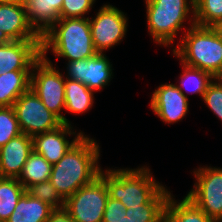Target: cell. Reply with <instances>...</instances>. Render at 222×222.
Segmentation results:
<instances>
[{
    "label": "cell",
    "mask_w": 222,
    "mask_h": 222,
    "mask_svg": "<svg viewBox=\"0 0 222 222\" xmlns=\"http://www.w3.org/2000/svg\"><path fill=\"white\" fill-rule=\"evenodd\" d=\"M169 196L164 208L163 222H217L207 216L186 196L183 200H175Z\"/></svg>",
    "instance_id": "cell-20"
},
{
    "label": "cell",
    "mask_w": 222,
    "mask_h": 222,
    "mask_svg": "<svg viewBox=\"0 0 222 222\" xmlns=\"http://www.w3.org/2000/svg\"><path fill=\"white\" fill-rule=\"evenodd\" d=\"M63 0H27V20L42 36L60 18Z\"/></svg>",
    "instance_id": "cell-17"
},
{
    "label": "cell",
    "mask_w": 222,
    "mask_h": 222,
    "mask_svg": "<svg viewBox=\"0 0 222 222\" xmlns=\"http://www.w3.org/2000/svg\"><path fill=\"white\" fill-rule=\"evenodd\" d=\"M194 3V0H145L148 32L156 44L172 46L178 32L182 28L188 30L183 27L184 21L190 20V25H195Z\"/></svg>",
    "instance_id": "cell-4"
},
{
    "label": "cell",
    "mask_w": 222,
    "mask_h": 222,
    "mask_svg": "<svg viewBox=\"0 0 222 222\" xmlns=\"http://www.w3.org/2000/svg\"><path fill=\"white\" fill-rule=\"evenodd\" d=\"M211 28L216 32V34L222 39V19L218 20Z\"/></svg>",
    "instance_id": "cell-33"
},
{
    "label": "cell",
    "mask_w": 222,
    "mask_h": 222,
    "mask_svg": "<svg viewBox=\"0 0 222 222\" xmlns=\"http://www.w3.org/2000/svg\"><path fill=\"white\" fill-rule=\"evenodd\" d=\"M151 110L165 123L181 121L189 112L187 94L173 83H163L151 95Z\"/></svg>",
    "instance_id": "cell-13"
},
{
    "label": "cell",
    "mask_w": 222,
    "mask_h": 222,
    "mask_svg": "<svg viewBox=\"0 0 222 222\" xmlns=\"http://www.w3.org/2000/svg\"><path fill=\"white\" fill-rule=\"evenodd\" d=\"M18 120L20 131L28 136L56 129L62 121L42 103L40 98L29 88L12 106Z\"/></svg>",
    "instance_id": "cell-9"
},
{
    "label": "cell",
    "mask_w": 222,
    "mask_h": 222,
    "mask_svg": "<svg viewBox=\"0 0 222 222\" xmlns=\"http://www.w3.org/2000/svg\"><path fill=\"white\" fill-rule=\"evenodd\" d=\"M121 222H132V221L129 219V217L125 216L123 217Z\"/></svg>",
    "instance_id": "cell-36"
},
{
    "label": "cell",
    "mask_w": 222,
    "mask_h": 222,
    "mask_svg": "<svg viewBox=\"0 0 222 222\" xmlns=\"http://www.w3.org/2000/svg\"><path fill=\"white\" fill-rule=\"evenodd\" d=\"M213 79L222 83V64L217 73L213 76Z\"/></svg>",
    "instance_id": "cell-35"
},
{
    "label": "cell",
    "mask_w": 222,
    "mask_h": 222,
    "mask_svg": "<svg viewBox=\"0 0 222 222\" xmlns=\"http://www.w3.org/2000/svg\"><path fill=\"white\" fill-rule=\"evenodd\" d=\"M25 188L16 178L0 177V221L6 222L17 205Z\"/></svg>",
    "instance_id": "cell-24"
},
{
    "label": "cell",
    "mask_w": 222,
    "mask_h": 222,
    "mask_svg": "<svg viewBox=\"0 0 222 222\" xmlns=\"http://www.w3.org/2000/svg\"><path fill=\"white\" fill-rule=\"evenodd\" d=\"M0 39L2 41L41 40L27 20L26 5L0 4Z\"/></svg>",
    "instance_id": "cell-15"
},
{
    "label": "cell",
    "mask_w": 222,
    "mask_h": 222,
    "mask_svg": "<svg viewBox=\"0 0 222 222\" xmlns=\"http://www.w3.org/2000/svg\"><path fill=\"white\" fill-rule=\"evenodd\" d=\"M41 50L42 55L51 50L56 58L68 62L95 56L98 52L93 44L89 17L59 18L41 36Z\"/></svg>",
    "instance_id": "cell-2"
},
{
    "label": "cell",
    "mask_w": 222,
    "mask_h": 222,
    "mask_svg": "<svg viewBox=\"0 0 222 222\" xmlns=\"http://www.w3.org/2000/svg\"><path fill=\"white\" fill-rule=\"evenodd\" d=\"M152 174L149 167L141 166L101 170L99 176L107 185L109 197L120 200L128 209L146 204L164 186Z\"/></svg>",
    "instance_id": "cell-3"
},
{
    "label": "cell",
    "mask_w": 222,
    "mask_h": 222,
    "mask_svg": "<svg viewBox=\"0 0 222 222\" xmlns=\"http://www.w3.org/2000/svg\"><path fill=\"white\" fill-rule=\"evenodd\" d=\"M64 77L65 75L53 66L47 55H42L32 67L30 88L62 123L71 125L70 121L61 113L62 109H65Z\"/></svg>",
    "instance_id": "cell-6"
},
{
    "label": "cell",
    "mask_w": 222,
    "mask_h": 222,
    "mask_svg": "<svg viewBox=\"0 0 222 222\" xmlns=\"http://www.w3.org/2000/svg\"><path fill=\"white\" fill-rule=\"evenodd\" d=\"M21 133L13 107H0V148Z\"/></svg>",
    "instance_id": "cell-27"
},
{
    "label": "cell",
    "mask_w": 222,
    "mask_h": 222,
    "mask_svg": "<svg viewBox=\"0 0 222 222\" xmlns=\"http://www.w3.org/2000/svg\"><path fill=\"white\" fill-rule=\"evenodd\" d=\"M94 92L77 80L65 78V110L74 114L89 111L94 106Z\"/></svg>",
    "instance_id": "cell-22"
},
{
    "label": "cell",
    "mask_w": 222,
    "mask_h": 222,
    "mask_svg": "<svg viewBox=\"0 0 222 222\" xmlns=\"http://www.w3.org/2000/svg\"><path fill=\"white\" fill-rule=\"evenodd\" d=\"M100 156L97 141L84 135L53 165L49 181L64 200L99 176Z\"/></svg>",
    "instance_id": "cell-1"
},
{
    "label": "cell",
    "mask_w": 222,
    "mask_h": 222,
    "mask_svg": "<svg viewBox=\"0 0 222 222\" xmlns=\"http://www.w3.org/2000/svg\"><path fill=\"white\" fill-rule=\"evenodd\" d=\"M32 151V137L24 133L8 141L0 148V177L18 179Z\"/></svg>",
    "instance_id": "cell-16"
},
{
    "label": "cell",
    "mask_w": 222,
    "mask_h": 222,
    "mask_svg": "<svg viewBox=\"0 0 222 222\" xmlns=\"http://www.w3.org/2000/svg\"><path fill=\"white\" fill-rule=\"evenodd\" d=\"M66 69L65 78L77 80L95 92L108 85L113 77L112 64L104 53H97L88 59L70 61Z\"/></svg>",
    "instance_id": "cell-11"
},
{
    "label": "cell",
    "mask_w": 222,
    "mask_h": 222,
    "mask_svg": "<svg viewBox=\"0 0 222 222\" xmlns=\"http://www.w3.org/2000/svg\"><path fill=\"white\" fill-rule=\"evenodd\" d=\"M96 0H63L60 18H85Z\"/></svg>",
    "instance_id": "cell-29"
},
{
    "label": "cell",
    "mask_w": 222,
    "mask_h": 222,
    "mask_svg": "<svg viewBox=\"0 0 222 222\" xmlns=\"http://www.w3.org/2000/svg\"><path fill=\"white\" fill-rule=\"evenodd\" d=\"M202 100L222 121V83L213 79L203 94Z\"/></svg>",
    "instance_id": "cell-30"
},
{
    "label": "cell",
    "mask_w": 222,
    "mask_h": 222,
    "mask_svg": "<svg viewBox=\"0 0 222 222\" xmlns=\"http://www.w3.org/2000/svg\"><path fill=\"white\" fill-rule=\"evenodd\" d=\"M171 192L163 186L146 204L126 209L132 222H163L164 208Z\"/></svg>",
    "instance_id": "cell-21"
},
{
    "label": "cell",
    "mask_w": 222,
    "mask_h": 222,
    "mask_svg": "<svg viewBox=\"0 0 222 222\" xmlns=\"http://www.w3.org/2000/svg\"><path fill=\"white\" fill-rule=\"evenodd\" d=\"M53 165L34 150L29 154L18 181L27 191L31 186L48 181Z\"/></svg>",
    "instance_id": "cell-23"
},
{
    "label": "cell",
    "mask_w": 222,
    "mask_h": 222,
    "mask_svg": "<svg viewBox=\"0 0 222 222\" xmlns=\"http://www.w3.org/2000/svg\"><path fill=\"white\" fill-rule=\"evenodd\" d=\"M53 208L25 191L6 222H47Z\"/></svg>",
    "instance_id": "cell-18"
},
{
    "label": "cell",
    "mask_w": 222,
    "mask_h": 222,
    "mask_svg": "<svg viewBox=\"0 0 222 222\" xmlns=\"http://www.w3.org/2000/svg\"><path fill=\"white\" fill-rule=\"evenodd\" d=\"M172 51L181 63L212 76L222 64V39L211 27L190 26Z\"/></svg>",
    "instance_id": "cell-5"
},
{
    "label": "cell",
    "mask_w": 222,
    "mask_h": 222,
    "mask_svg": "<svg viewBox=\"0 0 222 222\" xmlns=\"http://www.w3.org/2000/svg\"><path fill=\"white\" fill-rule=\"evenodd\" d=\"M196 178L193 188L186 197L207 216L222 221V168L211 166L194 169Z\"/></svg>",
    "instance_id": "cell-8"
},
{
    "label": "cell",
    "mask_w": 222,
    "mask_h": 222,
    "mask_svg": "<svg viewBox=\"0 0 222 222\" xmlns=\"http://www.w3.org/2000/svg\"><path fill=\"white\" fill-rule=\"evenodd\" d=\"M126 17L117 7L104 4L95 18H89L93 44L98 53H104L123 40L128 27Z\"/></svg>",
    "instance_id": "cell-10"
},
{
    "label": "cell",
    "mask_w": 222,
    "mask_h": 222,
    "mask_svg": "<svg viewBox=\"0 0 222 222\" xmlns=\"http://www.w3.org/2000/svg\"><path fill=\"white\" fill-rule=\"evenodd\" d=\"M126 216V207L120 200L108 197L102 222H121Z\"/></svg>",
    "instance_id": "cell-31"
},
{
    "label": "cell",
    "mask_w": 222,
    "mask_h": 222,
    "mask_svg": "<svg viewBox=\"0 0 222 222\" xmlns=\"http://www.w3.org/2000/svg\"><path fill=\"white\" fill-rule=\"evenodd\" d=\"M41 56V40L2 41L0 74L14 70H32L34 63Z\"/></svg>",
    "instance_id": "cell-14"
},
{
    "label": "cell",
    "mask_w": 222,
    "mask_h": 222,
    "mask_svg": "<svg viewBox=\"0 0 222 222\" xmlns=\"http://www.w3.org/2000/svg\"><path fill=\"white\" fill-rule=\"evenodd\" d=\"M181 67L183 68V73L179 77L181 81L176 86L184 95V90H186L187 93L199 94L202 98L208 85L213 80V76L206 71L187 66L183 63H181Z\"/></svg>",
    "instance_id": "cell-25"
},
{
    "label": "cell",
    "mask_w": 222,
    "mask_h": 222,
    "mask_svg": "<svg viewBox=\"0 0 222 222\" xmlns=\"http://www.w3.org/2000/svg\"><path fill=\"white\" fill-rule=\"evenodd\" d=\"M108 197L107 185L98 176L68 197L64 208L74 222H102Z\"/></svg>",
    "instance_id": "cell-7"
},
{
    "label": "cell",
    "mask_w": 222,
    "mask_h": 222,
    "mask_svg": "<svg viewBox=\"0 0 222 222\" xmlns=\"http://www.w3.org/2000/svg\"><path fill=\"white\" fill-rule=\"evenodd\" d=\"M31 70H14L0 74V107H11L30 88Z\"/></svg>",
    "instance_id": "cell-19"
},
{
    "label": "cell",
    "mask_w": 222,
    "mask_h": 222,
    "mask_svg": "<svg viewBox=\"0 0 222 222\" xmlns=\"http://www.w3.org/2000/svg\"><path fill=\"white\" fill-rule=\"evenodd\" d=\"M71 125L62 123L56 129L32 137L33 150L42 155L51 165L56 164L85 134H76ZM74 137L71 141L67 136Z\"/></svg>",
    "instance_id": "cell-12"
},
{
    "label": "cell",
    "mask_w": 222,
    "mask_h": 222,
    "mask_svg": "<svg viewBox=\"0 0 222 222\" xmlns=\"http://www.w3.org/2000/svg\"><path fill=\"white\" fill-rule=\"evenodd\" d=\"M195 24L211 27L222 19V0H194Z\"/></svg>",
    "instance_id": "cell-26"
},
{
    "label": "cell",
    "mask_w": 222,
    "mask_h": 222,
    "mask_svg": "<svg viewBox=\"0 0 222 222\" xmlns=\"http://www.w3.org/2000/svg\"><path fill=\"white\" fill-rule=\"evenodd\" d=\"M47 222H74V221L71 219L68 211L64 207H62L59 209H53Z\"/></svg>",
    "instance_id": "cell-32"
},
{
    "label": "cell",
    "mask_w": 222,
    "mask_h": 222,
    "mask_svg": "<svg viewBox=\"0 0 222 222\" xmlns=\"http://www.w3.org/2000/svg\"><path fill=\"white\" fill-rule=\"evenodd\" d=\"M27 192L34 198L47 203L53 209H59L65 206V200L49 180L31 186Z\"/></svg>",
    "instance_id": "cell-28"
},
{
    "label": "cell",
    "mask_w": 222,
    "mask_h": 222,
    "mask_svg": "<svg viewBox=\"0 0 222 222\" xmlns=\"http://www.w3.org/2000/svg\"><path fill=\"white\" fill-rule=\"evenodd\" d=\"M27 0H0L1 3H9V4H20L25 5Z\"/></svg>",
    "instance_id": "cell-34"
}]
</instances>
